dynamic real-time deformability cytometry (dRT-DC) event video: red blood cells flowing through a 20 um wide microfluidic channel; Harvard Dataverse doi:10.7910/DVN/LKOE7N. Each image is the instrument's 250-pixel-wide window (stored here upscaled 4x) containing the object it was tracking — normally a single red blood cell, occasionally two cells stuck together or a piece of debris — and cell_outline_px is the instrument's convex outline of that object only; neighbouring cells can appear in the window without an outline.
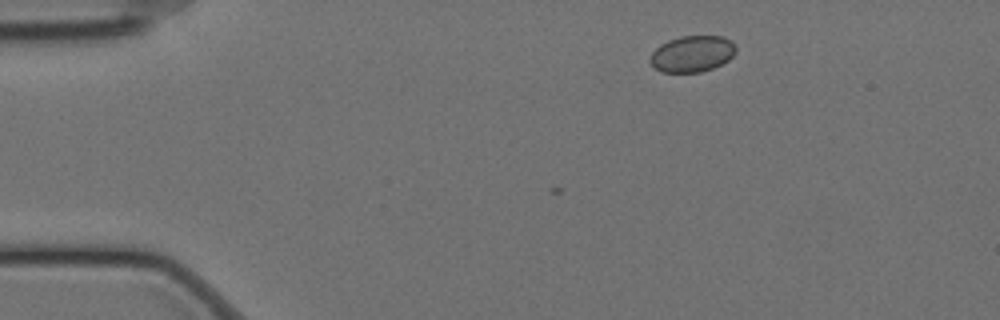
{"species": "Egyptian fruit bat (a non-hibernating species)", "species_latin": "Rousettus aegyptiacus", "temperature_condition": "cold", "stored_images_in_passage": 4, "camera_frame_rate_fps": 3000, "um_per_image_px": 0.085, "animal": {"sex": "female"}, "frame": {"image": 1, "passage_image": 1, "time_ms": 0.0, "image_size_px": [1000, 320], "cell_outline_px": [[736, 52], [728, 60], [712, 68], [700, 72], [660, 72], [648, 60], [652, 52], [660, 44], [668, 40], [680, 36], [724, 36], [732, 40], [736, 44]], "centroid_in_image_um": [58.84, 4.56], "position_along_channel_um": 26.2, "area_um2": 18.26}}